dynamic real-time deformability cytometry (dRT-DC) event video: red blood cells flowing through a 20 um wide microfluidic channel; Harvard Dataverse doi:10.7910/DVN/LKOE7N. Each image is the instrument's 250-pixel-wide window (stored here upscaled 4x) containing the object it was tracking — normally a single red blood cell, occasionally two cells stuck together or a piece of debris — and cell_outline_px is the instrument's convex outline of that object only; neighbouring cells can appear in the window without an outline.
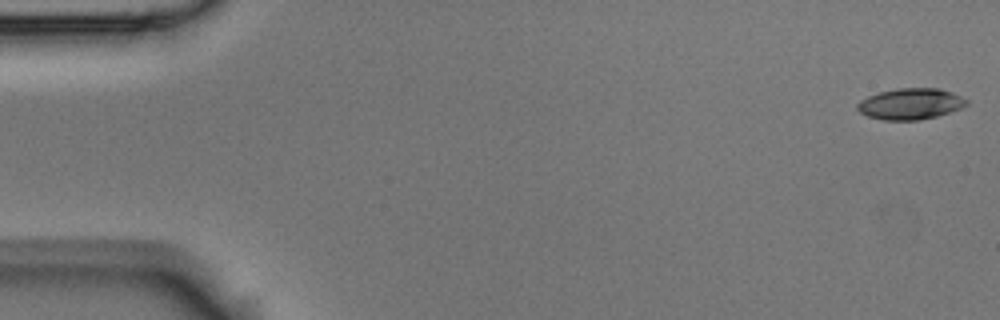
{"species": "Egyptian fruit bat (a non-hibernating species)", "species_latin": "Rousettus aegyptiacus", "temperature_condition": "room temperature", "stored_images_in_passage": 53, "camera_frame_rate_fps": 3000, "um_per_image_px": 0.085, "animal": {"sex": "male"}, "frame": {"image": 1, "passage_image": 1, "time_ms": 0.0, "image_size_px": [1000, 320], "cell_outline_px": [[968, 104], [960, 108], [936, 116], [916, 120], [884, 120], [868, 116], [860, 112], [856, 108], [856, 104], [860, 100], [868, 96], [880, 92], [896, 88], [940, 88], [952, 92], [968, 100]], "centroid_in_image_um": [77.37, 8.82], "position_along_channel_um": 7.6, "area_um2": 19.71}}
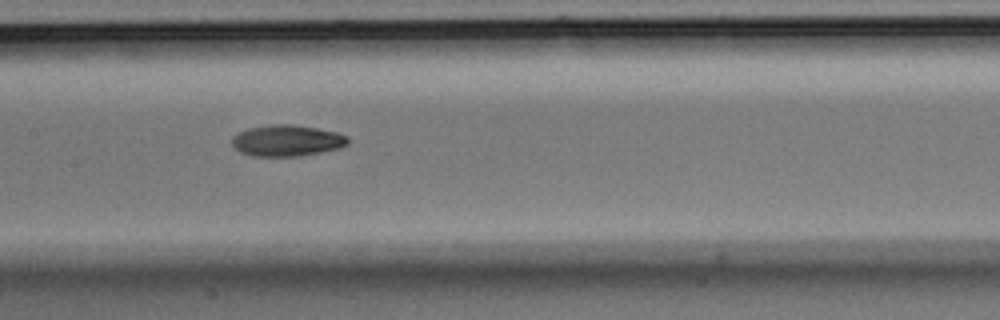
{"frame": {"image": 2, "passage_image": 26, "time_ms": 8.333, "image_size_px": [1000, 320], "cell_outline_px": [[348, 144], [340, 148], [300, 156], [252, 156], [240, 152], [232, 148], [232, 136], [248, 128], [272, 124], [292, 124], [316, 128], [336, 132], [348, 136]], "centroid_in_image_um": [24.36, 11.95], "position_along_channel_um": 183.0, "area_um2": 21.21}}
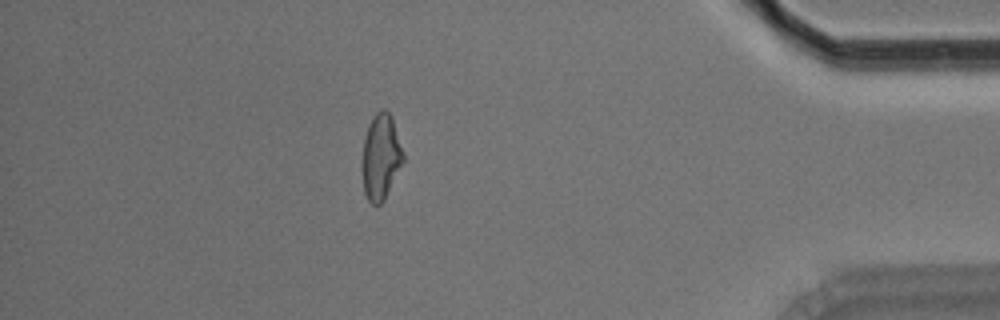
{"frame": {"image": 3, "passage_image": 47, "time_ms": 15.333, "image_size_px": [1000, 320], "cell_outline_px": [[404, 160], [384, 200], [380, 204], [372, 204], [368, 200], [364, 192], [360, 168], [360, 160], [364, 140], [368, 124], [372, 116], [380, 108], [384, 108], [392, 116], [404, 156]], "centroid_in_image_um": [32.33, 13.32], "position_along_channel_um": 402.9, "area_um2": 20.87}, "authors_computed_cell_mechanics": {"area_um2": 20.6346, "velocity_mm_per_s": 3.7528, "shape_relaxation_time_tau1_ms": 5.8318, "shape_relaxation_time_tau2_ms": 8.6545, "deformation_change_tau1": 0.1524, "deformation_change_tau2": 0.1613}}